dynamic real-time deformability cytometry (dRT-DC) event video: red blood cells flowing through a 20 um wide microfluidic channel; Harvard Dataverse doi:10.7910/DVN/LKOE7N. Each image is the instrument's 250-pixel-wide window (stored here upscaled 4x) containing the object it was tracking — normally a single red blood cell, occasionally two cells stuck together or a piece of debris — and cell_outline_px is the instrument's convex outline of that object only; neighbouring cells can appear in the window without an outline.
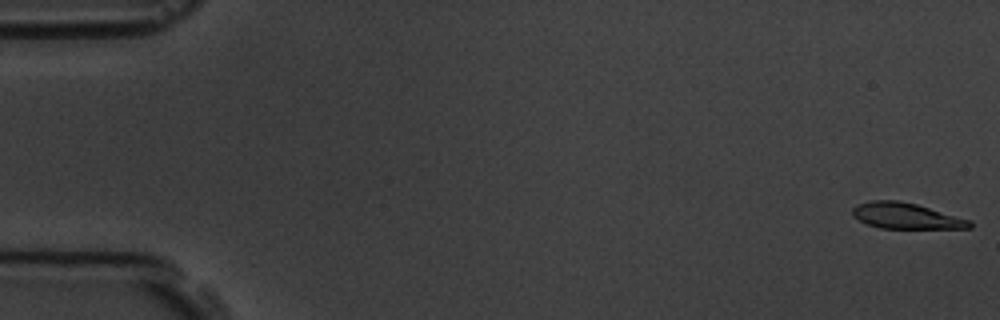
{"species": "common noctule bat (a hibernating species)", "species_latin": "Nyctalus noctula", "temperature_condition": "room temperature", "stored_images_in_passage": 6, "camera_frame_rate_fps": 3000, "um_per_image_px": 0.085, "animal": {"sex": "male", "body_mass_g": 19.5, "forearm_length_mm": 54.6}, "frame": {"image": 1, "passage_image": 1, "time_ms": 0.0, "image_size_px": [1000, 320], "cell_outline_px": [[972, 228], [880, 228], [868, 224], [852, 216], [852, 208], [856, 204], [872, 200], [896, 200], [916, 204], [972, 220]], "centroid_in_image_um": [77.01, 18.34], "position_along_channel_um": 8.0, "area_um2": 17.63}}
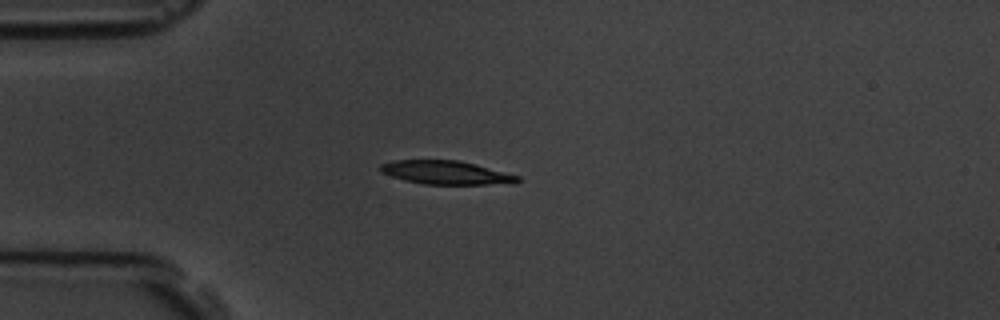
{"frame": {"image": 2, "passage_image": 5, "time_ms": 4.667, "image_size_px": [1000, 320], "cell_outline_px": [[520, 180], [512, 184], [424, 184], [404, 180], [380, 172], [380, 164], [392, 160], [460, 160], [476, 164], [520, 176]], "centroid_in_image_um": [37.92, 14.66], "position_along_channel_um": 47.1, "area_um2": 18.9}}